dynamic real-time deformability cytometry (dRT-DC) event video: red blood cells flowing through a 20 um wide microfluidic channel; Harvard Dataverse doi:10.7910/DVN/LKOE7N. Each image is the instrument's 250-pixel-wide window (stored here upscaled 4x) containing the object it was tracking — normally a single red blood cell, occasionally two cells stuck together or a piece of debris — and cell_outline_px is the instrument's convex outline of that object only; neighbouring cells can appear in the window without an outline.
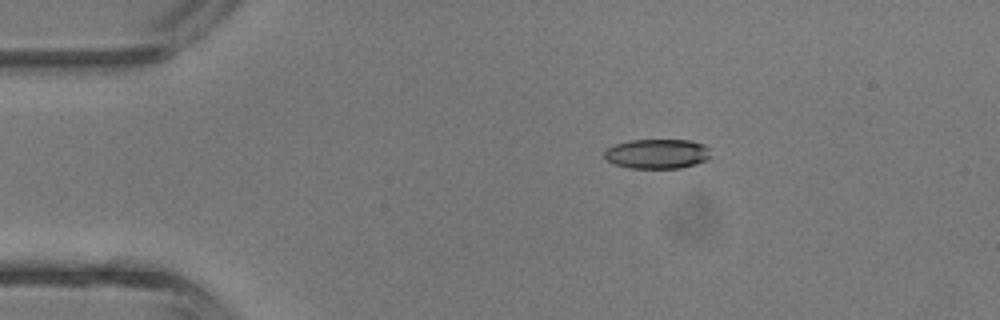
{"species": "common noctule bat (a hibernating species)", "species_latin": "Nyctalus noctula", "temperature_condition": "room temperature", "stored_images_in_passage": 3, "camera_frame_rate_fps": 3000, "um_per_image_px": 0.085, "animal": {"sex": "male", "body_mass_g": 13.3}, "frame": {"image": 1, "passage_image": 2, "time_ms": 1.333, "image_size_px": [1000, 320], "cell_outline_px": [[712, 156], [708, 160], [696, 164], [680, 168], [628, 168], [612, 164], [604, 156], [604, 152], [608, 148], [616, 144], [632, 140], [692, 140], [704, 144], [708, 148]], "centroid_in_image_um": [55.9, 13.08], "position_along_channel_um": 29.1, "area_um2": 18.55}}